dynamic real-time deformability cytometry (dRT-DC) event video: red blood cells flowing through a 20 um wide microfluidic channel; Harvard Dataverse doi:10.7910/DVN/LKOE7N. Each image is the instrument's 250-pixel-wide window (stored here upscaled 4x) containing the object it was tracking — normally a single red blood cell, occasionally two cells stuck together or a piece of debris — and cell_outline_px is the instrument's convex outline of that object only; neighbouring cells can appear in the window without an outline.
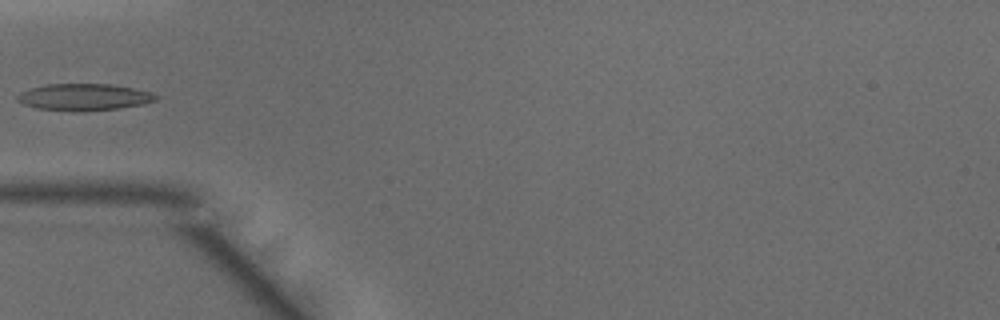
{"species": "common noctule bat (a hibernating species)", "species_latin": "Nyctalus noctula", "temperature_condition": "warm", "stored_images_in_passage": 33, "camera_frame_rate_fps": 3000, "um_per_image_px": 0.085, "animal": {"sex": "male", "body_mass_g": 15.6}, "frame": {"image": 1, "passage_image": 1, "time_ms": 0.0, "image_size_px": [1000, 320], "cell_outline_px": [[160, 96], [156, 100], [140, 104], [120, 108], [84, 112], [36, 108], [24, 104], [16, 100], [16, 96], [20, 92], [28, 88], [48, 84], [112, 84], [152, 92]], "centroid_in_image_um": [7.12, 8.25], "position_along_channel_um": 77.9, "area_um2": 21.73}}
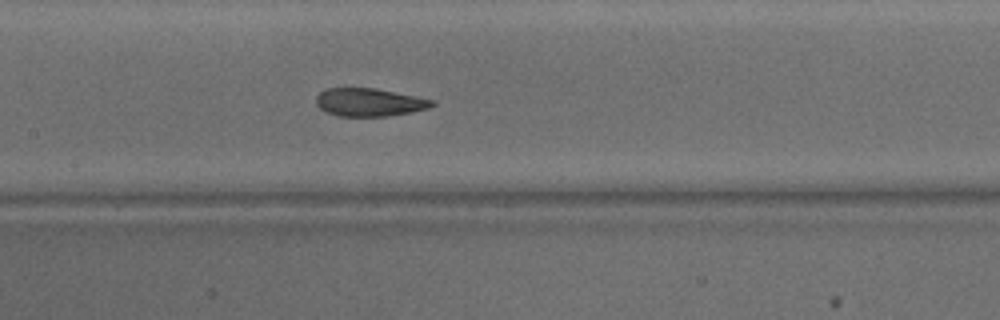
{"frame": {"image": 2, "passage_image": 8, "time_ms": 2.333, "image_size_px": [1000, 320], "cell_outline_px": [[436, 104], [428, 108], [412, 112], [388, 116], [340, 116], [324, 112], [316, 104], [316, 96], [324, 88], [376, 88], [436, 100]], "centroid_in_image_um": [31.4, 8.69], "position_along_channel_um": 176.0, "area_um2": 19.13}}
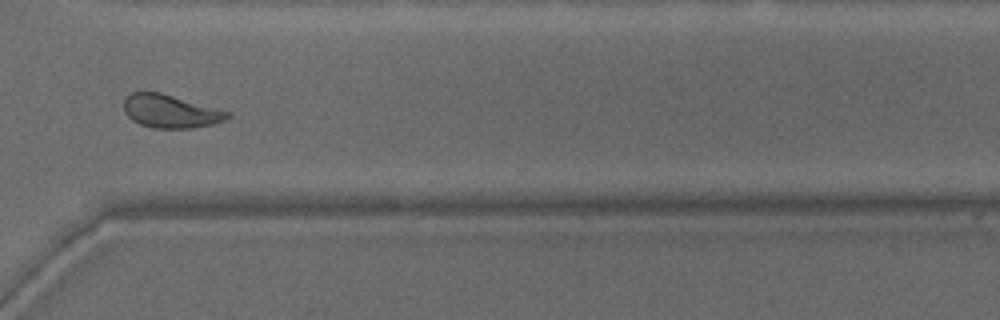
{"frame": {"image": 3, "passage_image": 21, "time_ms": 6.667, "image_size_px": [1000, 320], "cell_outline_px": [[232, 116], [224, 120], [212, 124], [192, 128], [152, 128], [140, 124], [132, 120], [124, 112], [124, 100], [132, 92], [160, 92], [232, 112]], "centroid_in_image_um": [14.51, 9.46], "position_along_channel_um": 356.1, "area_um2": 20.06}}